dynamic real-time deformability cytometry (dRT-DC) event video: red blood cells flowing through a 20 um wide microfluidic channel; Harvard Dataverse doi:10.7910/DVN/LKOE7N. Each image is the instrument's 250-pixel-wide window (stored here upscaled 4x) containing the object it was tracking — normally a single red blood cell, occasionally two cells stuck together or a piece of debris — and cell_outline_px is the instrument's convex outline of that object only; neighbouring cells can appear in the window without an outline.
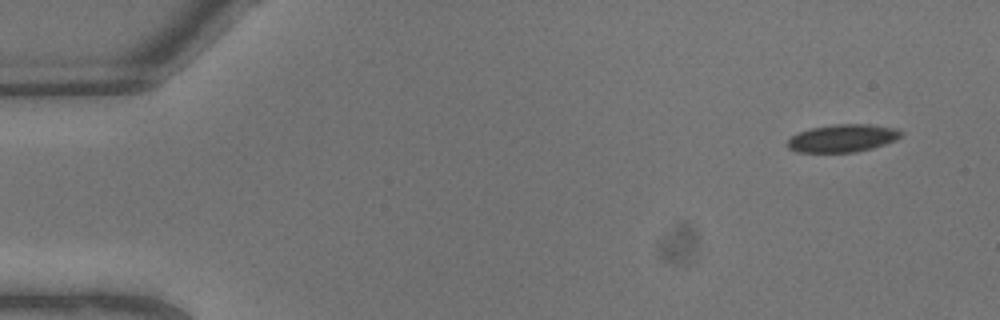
{"species": "common noctule bat (a hibernating species)", "species_latin": "Nyctalus noctula", "temperature_condition": "warm", "stored_images_in_passage": 6, "camera_frame_rate_fps": 3000, "um_per_image_px": 0.085, "animal": {"sex": "male", "body_mass_g": 13.3}, "frame": {"image": 1, "passage_image": 1, "time_ms": 0.0, "image_size_px": [1000, 320], "cell_outline_px": [[904, 132], [896, 140], [872, 148], [856, 152], [796, 152], [788, 148], [788, 140], [792, 136], [800, 132], [812, 128], [836, 124], [872, 124], [896, 128]], "centroid_in_image_um": [71.65, 11.74], "position_along_channel_um": 13.3, "area_um2": 18.26}}
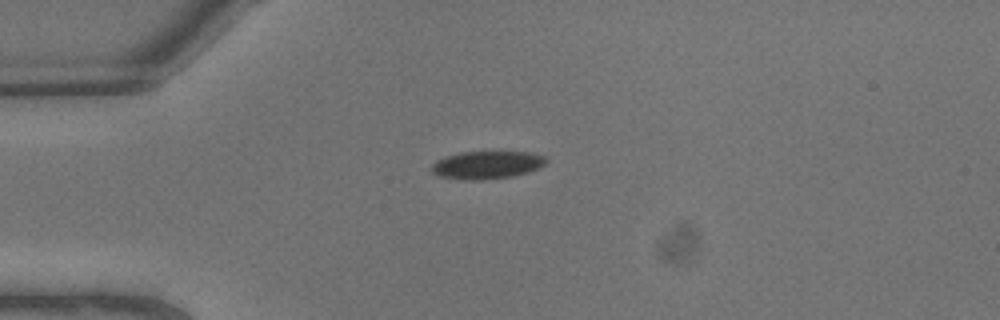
{"frame": {"image": 2, "passage_image": 5, "time_ms": 1.333, "image_size_px": [1000, 320], "cell_outline_px": [[548, 160], [540, 168], [528, 172], [512, 176], [480, 180], [464, 180], [440, 176], [432, 172], [432, 164], [436, 160], [444, 156], [460, 152], [528, 152], [544, 156]], "centroid_in_image_um": [41.38, 14.02], "position_along_channel_um": 43.6, "area_um2": 18.55}}